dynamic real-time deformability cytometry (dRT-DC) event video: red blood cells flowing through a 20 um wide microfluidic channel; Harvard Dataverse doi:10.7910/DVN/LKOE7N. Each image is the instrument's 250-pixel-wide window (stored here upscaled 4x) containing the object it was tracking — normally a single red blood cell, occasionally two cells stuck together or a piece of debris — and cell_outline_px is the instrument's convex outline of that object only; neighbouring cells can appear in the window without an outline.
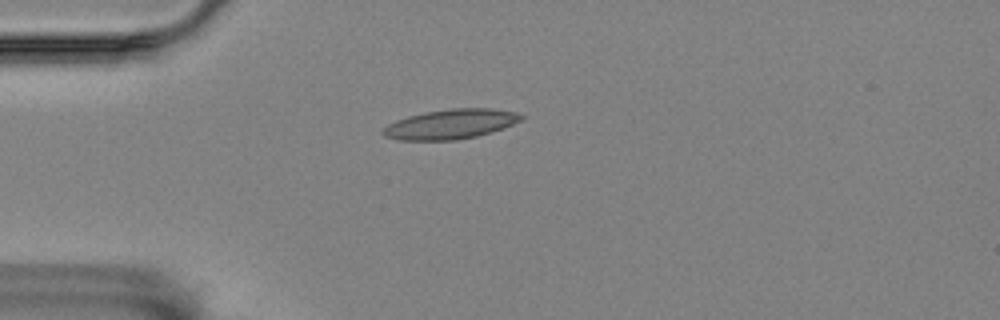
{"species": "Egyptian fruit bat (a non-hibernating species)", "species_latin": "Rousettus aegyptiacus", "temperature_condition": "room temperature", "stored_images_in_passage": 1, "camera_frame_rate_fps": 3000, "um_per_image_px": 0.085, "animal": {"sex": "female"}, "frame": {"image": 1, "passage_image": 1, "time_ms": 0.0, "image_size_px": [1000, 320], "cell_outline_px": [[524, 116], [520, 120], [512, 124], [476, 136], [456, 140], [400, 140], [384, 136], [380, 132], [388, 124], [396, 120], [408, 116], [424, 112], [452, 108], [492, 108], [516, 112]], "centroid_in_image_um": [38.25, 10.54], "position_along_channel_um": 46.7, "area_um2": 23.7}}